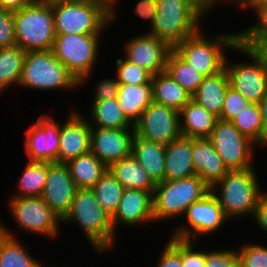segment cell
I'll return each mask as SVG.
<instances>
[{
    "instance_id": "6da1fadb",
    "label": "cell",
    "mask_w": 267,
    "mask_h": 267,
    "mask_svg": "<svg viewBox=\"0 0 267 267\" xmlns=\"http://www.w3.org/2000/svg\"><path fill=\"white\" fill-rule=\"evenodd\" d=\"M157 15L148 34L167 42L172 48L196 33L201 20L209 14L205 0H156ZM208 13V14H207Z\"/></svg>"
},
{
    "instance_id": "7a4b0ae2",
    "label": "cell",
    "mask_w": 267,
    "mask_h": 267,
    "mask_svg": "<svg viewBox=\"0 0 267 267\" xmlns=\"http://www.w3.org/2000/svg\"><path fill=\"white\" fill-rule=\"evenodd\" d=\"M75 223L98 255L115 245L116 234L111 216L102 208L91 189H78L61 223Z\"/></svg>"
},
{
    "instance_id": "3957f363",
    "label": "cell",
    "mask_w": 267,
    "mask_h": 267,
    "mask_svg": "<svg viewBox=\"0 0 267 267\" xmlns=\"http://www.w3.org/2000/svg\"><path fill=\"white\" fill-rule=\"evenodd\" d=\"M256 170L255 167L229 170L211 188V192L219 201L225 216L229 220H237L248 216L253 218L260 193L263 191Z\"/></svg>"
},
{
    "instance_id": "277c9868",
    "label": "cell",
    "mask_w": 267,
    "mask_h": 267,
    "mask_svg": "<svg viewBox=\"0 0 267 267\" xmlns=\"http://www.w3.org/2000/svg\"><path fill=\"white\" fill-rule=\"evenodd\" d=\"M202 31L200 28L177 44L173 50L206 77L215 75L225 68L228 56L224 51L231 50L238 44V33H221L213 36Z\"/></svg>"
},
{
    "instance_id": "5b68a950",
    "label": "cell",
    "mask_w": 267,
    "mask_h": 267,
    "mask_svg": "<svg viewBox=\"0 0 267 267\" xmlns=\"http://www.w3.org/2000/svg\"><path fill=\"white\" fill-rule=\"evenodd\" d=\"M56 35L102 34L112 25V14L89 0H52Z\"/></svg>"
},
{
    "instance_id": "8992f818",
    "label": "cell",
    "mask_w": 267,
    "mask_h": 267,
    "mask_svg": "<svg viewBox=\"0 0 267 267\" xmlns=\"http://www.w3.org/2000/svg\"><path fill=\"white\" fill-rule=\"evenodd\" d=\"M16 45L25 52L52 50L56 36L50 1L33 0L14 12Z\"/></svg>"
},
{
    "instance_id": "52a82bcc",
    "label": "cell",
    "mask_w": 267,
    "mask_h": 267,
    "mask_svg": "<svg viewBox=\"0 0 267 267\" xmlns=\"http://www.w3.org/2000/svg\"><path fill=\"white\" fill-rule=\"evenodd\" d=\"M210 191L198 175L157 183L153 192L154 222L184 217L188 207Z\"/></svg>"
},
{
    "instance_id": "ba28073f",
    "label": "cell",
    "mask_w": 267,
    "mask_h": 267,
    "mask_svg": "<svg viewBox=\"0 0 267 267\" xmlns=\"http://www.w3.org/2000/svg\"><path fill=\"white\" fill-rule=\"evenodd\" d=\"M38 91L70 90L79 88V82L54 56L52 50L26 52L19 85Z\"/></svg>"
},
{
    "instance_id": "9c48e42d",
    "label": "cell",
    "mask_w": 267,
    "mask_h": 267,
    "mask_svg": "<svg viewBox=\"0 0 267 267\" xmlns=\"http://www.w3.org/2000/svg\"><path fill=\"white\" fill-rule=\"evenodd\" d=\"M101 36L103 34L56 35L52 47L54 56L83 86L96 66Z\"/></svg>"
},
{
    "instance_id": "30bf717a",
    "label": "cell",
    "mask_w": 267,
    "mask_h": 267,
    "mask_svg": "<svg viewBox=\"0 0 267 267\" xmlns=\"http://www.w3.org/2000/svg\"><path fill=\"white\" fill-rule=\"evenodd\" d=\"M228 170L254 167L257 145L230 122L218 119L209 137Z\"/></svg>"
},
{
    "instance_id": "8fae6325",
    "label": "cell",
    "mask_w": 267,
    "mask_h": 267,
    "mask_svg": "<svg viewBox=\"0 0 267 267\" xmlns=\"http://www.w3.org/2000/svg\"><path fill=\"white\" fill-rule=\"evenodd\" d=\"M232 50L246 55L250 60L249 62L232 63L226 58L225 69L229 76L230 86L249 102L259 104L267 93V71L264 69L262 61L251 49L238 43Z\"/></svg>"
},
{
    "instance_id": "7c38bea8",
    "label": "cell",
    "mask_w": 267,
    "mask_h": 267,
    "mask_svg": "<svg viewBox=\"0 0 267 267\" xmlns=\"http://www.w3.org/2000/svg\"><path fill=\"white\" fill-rule=\"evenodd\" d=\"M9 209L19 229L46 236L44 238L59 236L63 224L41 196L11 197Z\"/></svg>"
},
{
    "instance_id": "4fadbf2b",
    "label": "cell",
    "mask_w": 267,
    "mask_h": 267,
    "mask_svg": "<svg viewBox=\"0 0 267 267\" xmlns=\"http://www.w3.org/2000/svg\"><path fill=\"white\" fill-rule=\"evenodd\" d=\"M184 218L186 219L185 224L176 226L171 237L195 241L199 236L215 233L229 221L219 201L211 191L202 199L193 202L188 207Z\"/></svg>"
},
{
    "instance_id": "5bb4252c",
    "label": "cell",
    "mask_w": 267,
    "mask_h": 267,
    "mask_svg": "<svg viewBox=\"0 0 267 267\" xmlns=\"http://www.w3.org/2000/svg\"><path fill=\"white\" fill-rule=\"evenodd\" d=\"M134 129L145 140L167 145L181 136L179 111L153 101L142 112Z\"/></svg>"
},
{
    "instance_id": "9a60e30c",
    "label": "cell",
    "mask_w": 267,
    "mask_h": 267,
    "mask_svg": "<svg viewBox=\"0 0 267 267\" xmlns=\"http://www.w3.org/2000/svg\"><path fill=\"white\" fill-rule=\"evenodd\" d=\"M53 117L43 113L25 131L24 150L29 161L58 163L60 123Z\"/></svg>"
},
{
    "instance_id": "2e32d148",
    "label": "cell",
    "mask_w": 267,
    "mask_h": 267,
    "mask_svg": "<svg viewBox=\"0 0 267 267\" xmlns=\"http://www.w3.org/2000/svg\"><path fill=\"white\" fill-rule=\"evenodd\" d=\"M124 58L148 71L152 76L164 72L173 48L153 35L142 33L124 43Z\"/></svg>"
},
{
    "instance_id": "e0dca14e",
    "label": "cell",
    "mask_w": 267,
    "mask_h": 267,
    "mask_svg": "<svg viewBox=\"0 0 267 267\" xmlns=\"http://www.w3.org/2000/svg\"><path fill=\"white\" fill-rule=\"evenodd\" d=\"M134 128L103 129L91 127L90 152L107 167L132 155Z\"/></svg>"
},
{
    "instance_id": "ac0fdd59",
    "label": "cell",
    "mask_w": 267,
    "mask_h": 267,
    "mask_svg": "<svg viewBox=\"0 0 267 267\" xmlns=\"http://www.w3.org/2000/svg\"><path fill=\"white\" fill-rule=\"evenodd\" d=\"M69 114L63 121L64 124L60 123V148L58 151V163L60 164H65L90 152L91 126L87 120L88 117L82 116L76 107L74 109L71 107Z\"/></svg>"
},
{
    "instance_id": "d6986e66",
    "label": "cell",
    "mask_w": 267,
    "mask_h": 267,
    "mask_svg": "<svg viewBox=\"0 0 267 267\" xmlns=\"http://www.w3.org/2000/svg\"><path fill=\"white\" fill-rule=\"evenodd\" d=\"M77 190L68 167L65 164L53 163L49 167L41 197L62 220L68 213Z\"/></svg>"
},
{
    "instance_id": "ffe728a7",
    "label": "cell",
    "mask_w": 267,
    "mask_h": 267,
    "mask_svg": "<svg viewBox=\"0 0 267 267\" xmlns=\"http://www.w3.org/2000/svg\"><path fill=\"white\" fill-rule=\"evenodd\" d=\"M111 218L115 233L120 225L134 227L142 223L154 222L153 192L124 189L118 207Z\"/></svg>"
},
{
    "instance_id": "44dd1931",
    "label": "cell",
    "mask_w": 267,
    "mask_h": 267,
    "mask_svg": "<svg viewBox=\"0 0 267 267\" xmlns=\"http://www.w3.org/2000/svg\"><path fill=\"white\" fill-rule=\"evenodd\" d=\"M192 153L196 175L210 188L229 171L209 138H192Z\"/></svg>"
},
{
    "instance_id": "7402d4cb",
    "label": "cell",
    "mask_w": 267,
    "mask_h": 267,
    "mask_svg": "<svg viewBox=\"0 0 267 267\" xmlns=\"http://www.w3.org/2000/svg\"><path fill=\"white\" fill-rule=\"evenodd\" d=\"M194 175L192 138L180 136L166 145L164 180L185 179Z\"/></svg>"
},
{
    "instance_id": "603a6c76",
    "label": "cell",
    "mask_w": 267,
    "mask_h": 267,
    "mask_svg": "<svg viewBox=\"0 0 267 267\" xmlns=\"http://www.w3.org/2000/svg\"><path fill=\"white\" fill-rule=\"evenodd\" d=\"M179 120L181 136L209 138L218 117L191 99L179 111Z\"/></svg>"
},
{
    "instance_id": "cb8c5ba5",
    "label": "cell",
    "mask_w": 267,
    "mask_h": 267,
    "mask_svg": "<svg viewBox=\"0 0 267 267\" xmlns=\"http://www.w3.org/2000/svg\"><path fill=\"white\" fill-rule=\"evenodd\" d=\"M165 150L166 145L162 143L134 136L132 156L156 184L164 180Z\"/></svg>"
},
{
    "instance_id": "d4e9b609",
    "label": "cell",
    "mask_w": 267,
    "mask_h": 267,
    "mask_svg": "<svg viewBox=\"0 0 267 267\" xmlns=\"http://www.w3.org/2000/svg\"><path fill=\"white\" fill-rule=\"evenodd\" d=\"M229 85V76L224 68L215 75L206 76L191 99L219 118Z\"/></svg>"
},
{
    "instance_id": "484cf974",
    "label": "cell",
    "mask_w": 267,
    "mask_h": 267,
    "mask_svg": "<svg viewBox=\"0 0 267 267\" xmlns=\"http://www.w3.org/2000/svg\"><path fill=\"white\" fill-rule=\"evenodd\" d=\"M10 231L0 220V267H46Z\"/></svg>"
},
{
    "instance_id": "4316f807",
    "label": "cell",
    "mask_w": 267,
    "mask_h": 267,
    "mask_svg": "<svg viewBox=\"0 0 267 267\" xmlns=\"http://www.w3.org/2000/svg\"><path fill=\"white\" fill-rule=\"evenodd\" d=\"M117 101L125 117L135 125L153 102L152 84H119Z\"/></svg>"
},
{
    "instance_id": "83f0119b",
    "label": "cell",
    "mask_w": 267,
    "mask_h": 267,
    "mask_svg": "<svg viewBox=\"0 0 267 267\" xmlns=\"http://www.w3.org/2000/svg\"><path fill=\"white\" fill-rule=\"evenodd\" d=\"M65 165L78 189H91L108 170L92 152L80 155Z\"/></svg>"
},
{
    "instance_id": "f1b7e54d",
    "label": "cell",
    "mask_w": 267,
    "mask_h": 267,
    "mask_svg": "<svg viewBox=\"0 0 267 267\" xmlns=\"http://www.w3.org/2000/svg\"><path fill=\"white\" fill-rule=\"evenodd\" d=\"M108 170L125 189L154 192L156 183L132 155L112 163Z\"/></svg>"
},
{
    "instance_id": "f546056e",
    "label": "cell",
    "mask_w": 267,
    "mask_h": 267,
    "mask_svg": "<svg viewBox=\"0 0 267 267\" xmlns=\"http://www.w3.org/2000/svg\"><path fill=\"white\" fill-rule=\"evenodd\" d=\"M153 101L180 111L191 100V95L166 72L152 76Z\"/></svg>"
},
{
    "instance_id": "4dcf8cb0",
    "label": "cell",
    "mask_w": 267,
    "mask_h": 267,
    "mask_svg": "<svg viewBox=\"0 0 267 267\" xmlns=\"http://www.w3.org/2000/svg\"><path fill=\"white\" fill-rule=\"evenodd\" d=\"M88 122L91 127L103 129H127L134 125L125 117L117 98L93 101Z\"/></svg>"
},
{
    "instance_id": "1f68e13d",
    "label": "cell",
    "mask_w": 267,
    "mask_h": 267,
    "mask_svg": "<svg viewBox=\"0 0 267 267\" xmlns=\"http://www.w3.org/2000/svg\"><path fill=\"white\" fill-rule=\"evenodd\" d=\"M241 134L257 146L267 147V132L262 121L258 103L249 102L244 110L230 121Z\"/></svg>"
},
{
    "instance_id": "d6a6232c",
    "label": "cell",
    "mask_w": 267,
    "mask_h": 267,
    "mask_svg": "<svg viewBox=\"0 0 267 267\" xmlns=\"http://www.w3.org/2000/svg\"><path fill=\"white\" fill-rule=\"evenodd\" d=\"M52 162L29 161L24 166L19 178L18 193L10 197H37L41 196L46 184L49 167Z\"/></svg>"
},
{
    "instance_id": "836d02e7",
    "label": "cell",
    "mask_w": 267,
    "mask_h": 267,
    "mask_svg": "<svg viewBox=\"0 0 267 267\" xmlns=\"http://www.w3.org/2000/svg\"><path fill=\"white\" fill-rule=\"evenodd\" d=\"M25 54L26 52L17 45L8 48H0L1 94L13 85L18 87Z\"/></svg>"
},
{
    "instance_id": "e575fe53",
    "label": "cell",
    "mask_w": 267,
    "mask_h": 267,
    "mask_svg": "<svg viewBox=\"0 0 267 267\" xmlns=\"http://www.w3.org/2000/svg\"><path fill=\"white\" fill-rule=\"evenodd\" d=\"M165 71L191 96L205 78L198 70L184 61L174 50L169 54Z\"/></svg>"
},
{
    "instance_id": "d590c367",
    "label": "cell",
    "mask_w": 267,
    "mask_h": 267,
    "mask_svg": "<svg viewBox=\"0 0 267 267\" xmlns=\"http://www.w3.org/2000/svg\"><path fill=\"white\" fill-rule=\"evenodd\" d=\"M124 187L109 170L91 188L102 208L112 216L121 200Z\"/></svg>"
},
{
    "instance_id": "8d00e7d4",
    "label": "cell",
    "mask_w": 267,
    "mask_h": 267,
    "mask_svg": "<svg viewBox=\"0 0 267 267\" xmlns=\"http://www.w3.org/2000/svg\"><path fill=\"white\" fill-rule=\"evenodd\" d=\"M116 78L119 84H152V75L139 67L137 64L131 63L125 58L119 57L115 61Z\"/></svg>"
},
{
    "instance_id": "74e56055",
    "label": "cell",
    "mask_w": 267,
    "mask_h": 267,
    "mask_svg": "<svg viewBox=\"0 0 267 267\" xmlns=\"http://www.w3.org/2000/svg\"><path fill=\"white\" fill-rule=\"evenodd\" d=\"M253 13L257 18L256 23L238 32V43L247 48H250L260 38L267 36V7L259 8Z\"/></svg>"
},
{
    "instance_id": "f35d334b",
    "label": "cell",
    "mask_w": 267,
    "mask_h": 267,
    "mask_svg": "<svg viewBox=\"0 0 267 267\" xmlns=\"http://www.w3.org/2000/svg\"><path fill=\"white\" fill-rule=\"evenodd\" d=\"M238 253L239 267H267V246L258 242L245 243Z\"/></svg>"
},
{
    "instance_id": "ab89813d",
    "label": "cell",
    "mask_w": 267,
    "mask_h": 267,
    "mask_svg": "<svg viewBox=\"0 0 267 267\" xmlns=\"http://www.w3.org/2000/svg\"><path fill=\"white\" fill-rule=\"evenodd\" d=\"M249 101L230 85L227 89L224 104L218 119L231 121L237 114L244 110Z\"/></svg>"
},
{
    "instance_id": "60d3db41",
    "label": "cell",
    "mask_w": 267,
    "mask_h": 267,
    "mask_svg": "<svg viewBox=\"0 0 267 267\" xmlns=\"http://www.w3.org/2000/svg\"><path fill=\"white\" fill-rule=\"evenodd\" d=\"M158 259L156 267H183L182 240L170 236Z\"/></svg>"
},
{
    "instance_id": "b9f144b4",
    "label": "cell",
    "mask_w": 267,
    "mask_h": 267,
    "mask_svg": "<svg viewBox=\"0 0 267 267\" xmlns=\"http://www.w3.org/2000/svg\"><path fill=\"white\" fill-rule=\"evenodd\" d=\"M205 267H239L238 253L233 249L205 251Z\"/></svg>"
},
{
    "instance_id": "7bdbcfd3",
    "label": "cell",
    "mask_w": 267,
    "mask_h": 267,
    "mask_svg": "<svg viewBox=\"0 0 267 267\" xmlns=\"http://www.w3.org/2000/svg\"><path fill=\"white\" fill-rule=\"evenodd\" d=\"M15 45L14 12L0 8V48Z\"/></svg>"
},
{
    "instance_id": "ee69618b",
    "label": "cell",
    "mask_w": 267,
    "mask_h": 267,
    "mask_svg": "<svg viewBox=\"0 0 267 267\" xmlns=\"http://www.w3.org/2000/svg\"><path fill=\"white\" fill-rule=\"evenodd\" d=\"M195 244L196 241L182 240L183 267H205V249H195Z\"/></svg>"
},
{
    "instance_id": "f6af8a7d",
    "label": "cell",
    "mask_w": 267,
    "mask_h": 267,
    "mask_svg": "<svg viewBox=\"0 0 267 267\" xmlns=\"http://www.w3.org/2000/svg\"><path fill=\"white\" fill-rule=\"evenodd\" d=\"M93 101H103L117 98L119 90V82L117 78H105L97 82Z\"/></svg>"
},
{
    "instance_id": "bcb514c9",
    "label": "cell",
    "mask_w": 267,
    "mask_h": 267,
    "mask_svg": "<svg viewBox=\"0 0 267 267\" xmlns=\"http://www.w3.org/2000/svg\"><path fill=\"white\" fill-rule=\"evenodd\" d=\"M157 2L156 0H139L134 9L136 16L140 19L148 20L150 23L149 28L152 26L154 19L157 15Z\"/></svg>"
},
{
    "instance_id": "7dc6e473",
    "label": "cell",
    "mask_w": 267,
    "mask_h": 267,
    "mask_svg": "<svg viewBox=\"0 0 267 267\" xmlns=\"http://www.w3.org/2000/svg\"><path fill=\"white\" fill-rule=\"evenodd\" d=\"M253 220L261 230L267 233V191L260 193Z\"/></svg>"
},
{
    "instance_id": "c3c4849f",
    "label": "cell",
    "mask_w": 267,
    "mask_h": 267,
    "mask_svg": "<svg viewBox=\"0 0 267 267\" xmlns=\"http://www.w3.org/2000/svg\"><path fill=\"white\" fill-rule=\"evenodd\" d=\"M249 49L262 61L264 69L267 71V36L257 40Z\"/></svg>"
},
{
    "instance_id": "681fc988",
    "label": "cell",
    "mask_w": 267,
    "mask_h": 267,
    "mask_svg": "<svg viewBox=\"0 0 267 267\" xmlns=\"http://www.w3.org/2000/svg\"><path fill=\"white\" fill-rule=\"evenodd\" d=\"M33 0H0V8L16 12L29 5Z\"/></svg>"
},
{
    "instance_id": "f907efd6",
    "label": "cell",
    "mask_w": 267,
    "mask_h": 267,
    "mask_svg": "<svg viewBox=\"0 0 267 267\" xmlns=\"http://www.w3.org/2000/svg\"><path fill=\"white\" fill-rule=\"evenodd\" d=\"M89 1L103 6L109 13L112 14V23L113 21L115 23L116 21L115 19H117L116 17L118 15V12H116L117 9H115L116 6L118 5L115 4L118 0H89Z\"/></svg>"
},
{
    "instance_id": "816d5d0a",
    "label": "cell",
    "mask_w": 267,
    "mask_h": 267,
    "mask_svg": "<svg viewBox=\"0 0 267 267\" xmlns=\"http://www.w3.org/2000/svg\"><path fill=\"white\" fill-rule=\"evenodd\" d=\"M264 7H267V0H246L238 9H241L243 11L245 9H251L254 12L257 9Z\"/></svg>"
},
{
    "instance_id": "f5cc1de1",
    "label": "cell",
    "mask_w": 267,
    "mask_h": 267,
    "mask_svg": "<svg viewBox=\"0 0 267 267\" xmlns=\"http://www.w3.org/2000/svg\"><path fill=\"white\" fill-rule=\"evenodd\" d=\"M246 0H210L207 5H208V9L209 11L213 10V8H215V6H217L220 3H231L234 5H237V8L240 7Z\"/></svg>"
},
{
    "instance_id": "db71d44e",
    "label": "cell",
    "mask_w": 267,
    "mask_h": 267,
    "mask_svg": "<svg viewBox=\"0 0 267 267\" xmlns=\"http://www.w3.org/2000/svg\"><path fill=\"white\" fill-rule=\"evenodd\" d=\"M258 105H259V108L261 111V116H262L264 128L267 132V93Z\"/></svg>"
}]
</instances>
